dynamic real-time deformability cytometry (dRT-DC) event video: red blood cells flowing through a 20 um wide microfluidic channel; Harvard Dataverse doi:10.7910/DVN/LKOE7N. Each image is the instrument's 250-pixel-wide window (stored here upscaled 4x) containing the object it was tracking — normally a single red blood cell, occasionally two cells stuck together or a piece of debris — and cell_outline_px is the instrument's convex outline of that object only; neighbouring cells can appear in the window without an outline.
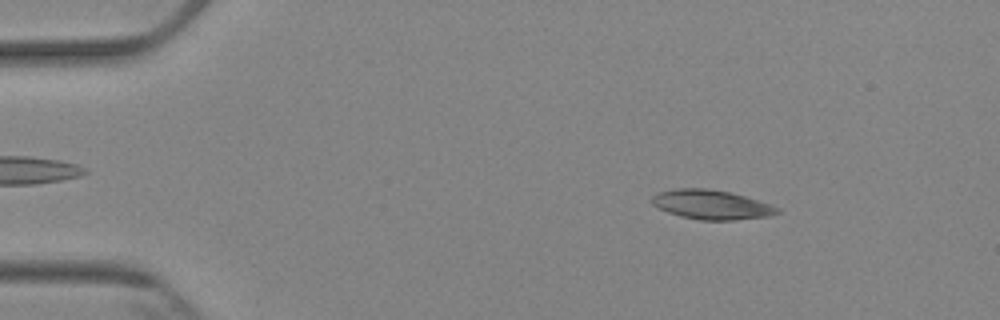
{"species": "Egyptian fruit bat (a non-hibernating species)", "species_latin": "Rousettus aegyptiacus", "temperature_condition": "cold", "stored_images_in_passage": 7, "camera_frame_rate_fps": 3000, "um_per_image_px": 0.085, "animal": {"sex": "female"}, "frame": {"image": 1, "passage_image": 1, "time_ms": 0.0, "image_size_px": [1000, 320], "cell_outline_px": [[780, 212], [768, 216], [736, 220], [700, 220], [680, 216], [668, 212], [652, 204], [652, 196], [656, 192], [672, 188], [708, 188], [728, 192], [744, 196], [780, 208]], "centroid_in_image_um": [60.42, 17.39], "position_along_channel_um": 24.6, "area_um2": 21.39}}
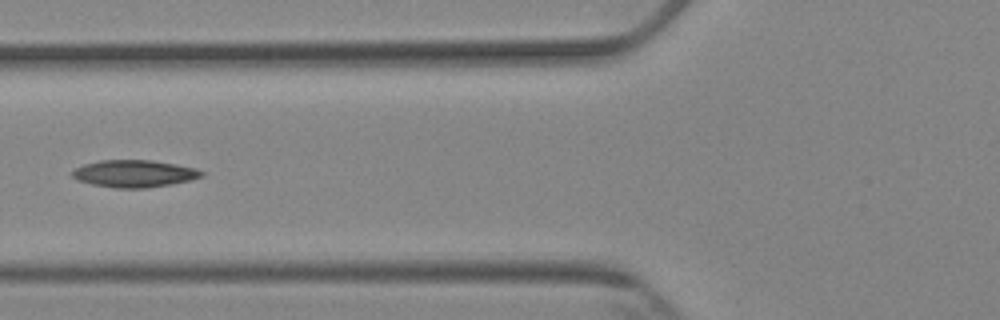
{"frame": {"image": 2, "passage_image": 4, "time_ms": 4.333, "image_size_px": [1000, 320], "cell_outline_px": [[204, 176], [192, 180], [172, 184], [144, 188], [116, 188], [92, 184], [76, 180], [72, 176], [72, 172], [76, 168], [84, 164], [100, 160], [152, 160], [176, 164], [196, 168], [204, 172]], "centroid_in_image_um": [11.44, 14.75], "position_along_channel_um": 114.4, "area_um2": 20.58}}
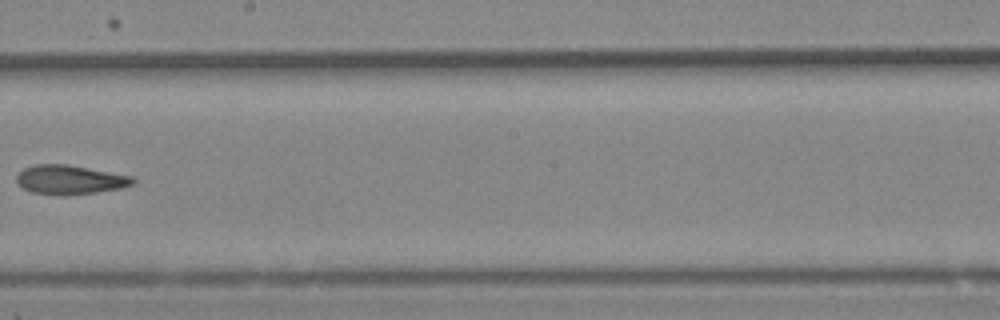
{"frame": {"image": 3, "passage_image": 7, "time_ms": 7.667, "image_size_px": [1000, 320], "cell_outline_px": [[136, 184], [120, 188], [96, 192], [64, 196], [32, 192], [24, 188], [16, 180], [16, 176], [24, 168], [36, 164], [68, 164], [132, 176], [136, 180]], "centroid_in_image_um": [5.97, 15.27], "position_along_channel_um": 242.2, "area_um2": 19.77}}